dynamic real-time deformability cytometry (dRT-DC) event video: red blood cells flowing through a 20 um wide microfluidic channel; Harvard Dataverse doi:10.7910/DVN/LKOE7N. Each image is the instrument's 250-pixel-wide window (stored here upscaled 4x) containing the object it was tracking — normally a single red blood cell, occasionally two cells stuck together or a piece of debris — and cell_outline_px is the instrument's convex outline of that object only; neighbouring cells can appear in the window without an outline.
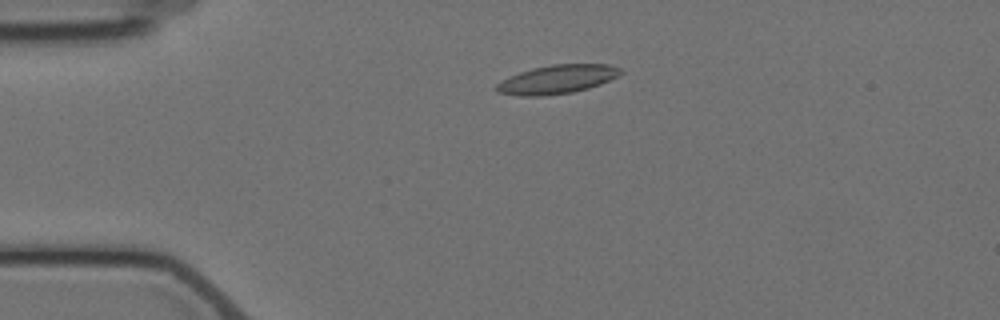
{"species": "Egyptian fruit bat (a non-hibernating species)", "species_latin": "Rousettus aegyptiacus", "temperature_condition": "cold", "stored_images_in_passage": 4, "camera_frame_rate_fps": 3000, "um_per_image_px": 0.085, "animal": {"sex": "female"}, "frame": {"image": 1, "passage_image": 3, "time_ms": 3.0, "image_size_px": [1000, 320], "cell_outline_px": [[624, 72], [620, 76], [600, 84], [588, 88], [572, 92], [544, 96], [520, 96], [496, 92], [496, 84], [500, 80], [508, 76], [532, 68], [552, 64], [608, 64], [620, 68]], "centroid_in_image_um": [47.35, 6.74], "position_along_channel_um": 37.6, "area_um2": 20.98}}